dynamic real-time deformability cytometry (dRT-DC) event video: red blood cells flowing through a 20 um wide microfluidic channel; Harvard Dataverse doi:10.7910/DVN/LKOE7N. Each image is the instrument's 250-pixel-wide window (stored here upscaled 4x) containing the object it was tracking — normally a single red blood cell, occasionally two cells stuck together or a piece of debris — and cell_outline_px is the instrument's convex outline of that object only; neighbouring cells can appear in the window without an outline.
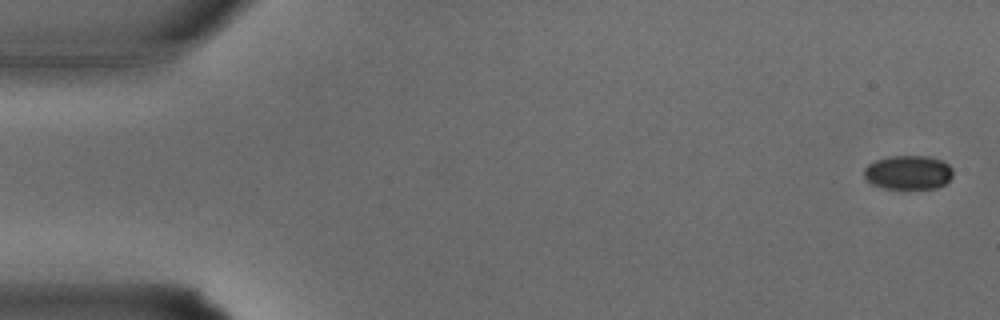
{"species": "common noctule bat (a hibernating species)", "species_latin": "Nyctalus noctula", "temperature_condition": "warm", "stored_images_in_passage": 34, "camera_frame_rate_fps": 3000, "um_per_image_px": 0.085, "animal": {"sex": "male", "body_mass_g": 15.6}, "frame": {"image": 1, "passage_image": 1, "time_ms": 0.0, "image_size_px": [1000, 320], "cell_outline_px": [[952, 176], [944, 184], [936, 188], [884, 188], [872, 184], [864, 176], [864, 168], [868, 164], [876, 160], [892, 156], [928, 156], [944, 160], [952, 168]], "centroid_in_image_um": [77.21, 14.64], "position_along_channel_um": 7.8, "area_um2": 17.57}}
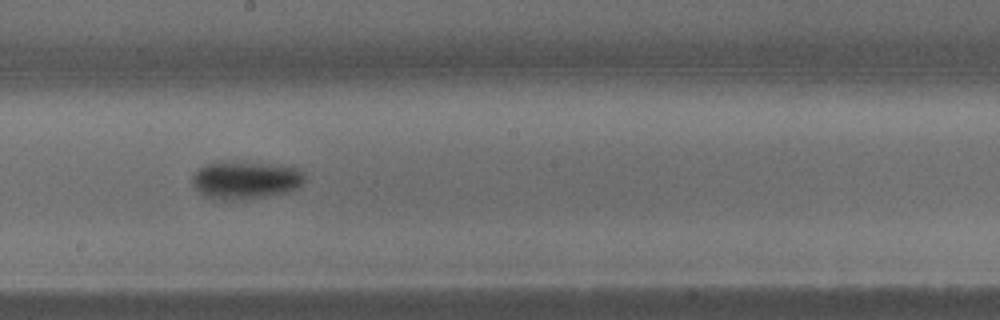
{"frame": {"image": 2, "passage_image": 19, "time_ms": 6.0, "image_size_px": [1000, 320], "cell_outline_px": [[308, 180], [296, 188], [288, 192], [248, 200], [220, 200], [204, 196], [192, 184], [192, 176], [200, 168], [216, 160], [224, 160], [292, 164], [300, 168], [304, 172]], "centroid_in_image_um": [20.96, 15.27], "position_along_channel_um": 227.2, "area_um2": 26.07}}
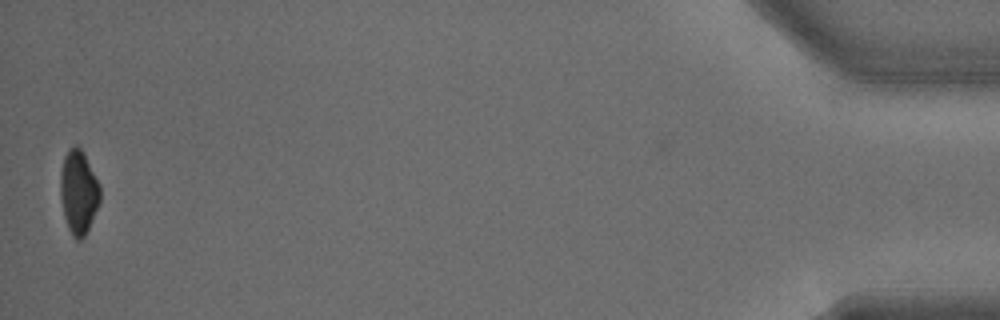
{"frame": {"image": 3, "passage_image": 34, "time_ms": 11.0, "image_size_px": [1000, 320], "cell_outline_px": [[100, 200], [88, 228], [84, 236], [80, 240], [76, 240], [72, 236], [68, 228], [64, 216], [60, 196], [60, 172], [64, 156], [68, 148], [76, 144], [80, 148], [100, 184]], "centroid_in_image_um": [6.65, 16.31], "position_along_channel_um": 428.5, "area_um2": 19.25}}